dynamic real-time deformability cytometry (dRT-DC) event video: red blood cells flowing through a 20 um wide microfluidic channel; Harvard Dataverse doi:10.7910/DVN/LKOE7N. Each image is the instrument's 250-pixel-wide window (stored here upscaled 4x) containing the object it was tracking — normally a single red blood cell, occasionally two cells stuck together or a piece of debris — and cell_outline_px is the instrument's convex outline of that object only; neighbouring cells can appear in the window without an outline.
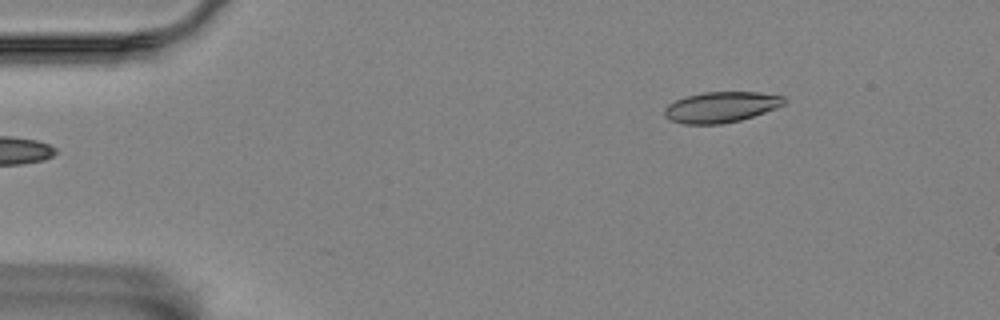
{"species": "Egyptian fruit bat (a non-hibernating species)", "species_latin": "Rousettus aegyptiacus", "temperature_condition": "room temperature", "stored_images_in_passage": 49, "camera_frame_rate_fps": 3000, "um_per_image_px": 0.085, "animal": {"sex": "female"}, "frame": {"image": 1, "passage_image": 1, "time_ms": 0.0, "image_size_px": [1000, 320], "cell_outline_px": [[788, 100], [784, 104], [776, 108], [740, 120], [720, 124], [684, 124], [672, 120], [664, 116], [664, 108], [668, 104], [684, 96], [704, 92], [760, 92], [784, 96]], "centroid_in_image_um": [61.29, 9.09], "position_along_channel_um": 23.7, "area_um2": 21.44}}
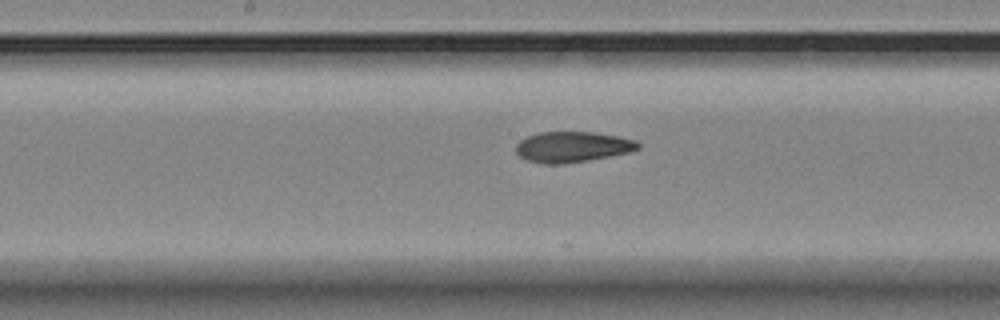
{"frame": {"image": 2, "passage_image": 22, "time_ms": 7.0, "image_size_px": [1000, 320], "cell_outline_px": [[640, 148], [628, 152], [588, 160], [560, 164], [544, 164], [524, 160], [516, 152], [516, 144], [520, 140], [528, 136], [540, 132], [592, 132], [616, 136], [636, 140], [640, 144]], "centroid_in_image_um": [48.62, 12.49], "position_along_channel_um": 199.6, "area_um2": 21.68}}
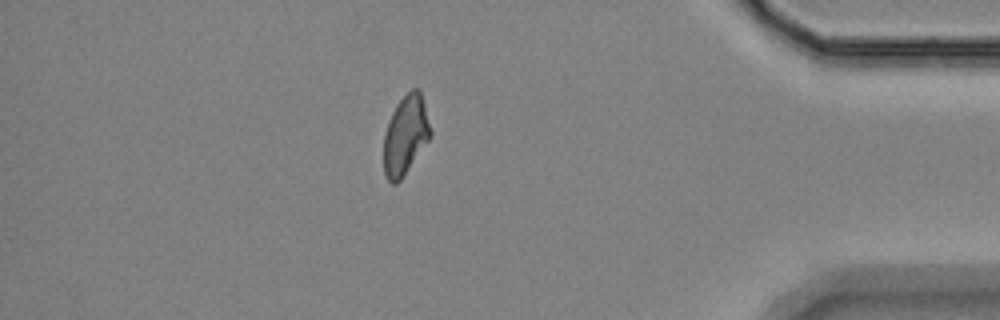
{"frame": {"image": 3, "passage_image": 42, "time_ms": 13.667, "image_size_px": [1000, 320], "cell_outline_px": [[432, 136], [400, 180], [396, 184], [392, 184], [388, 180], [384, 172], [384, 132], [388, 120], [396, 104], [412, 88], [420, 88], [432, 132]], "centroid_in_image_um": [34.47, 11.47], "position_along_channel_um": 400.7, "area_um2": 21.62}, "authors_computed_cell_mechanics": {"area_um2": 21.964, "velocity_mm_per_s": 3.5575, "shape_relaxation_time_tau1_ms": null, "shape_relaxation_time_tau2_ms": 2.4041, "deformation_change_tau1": null, "deformation_change_tau2": 0.072}}